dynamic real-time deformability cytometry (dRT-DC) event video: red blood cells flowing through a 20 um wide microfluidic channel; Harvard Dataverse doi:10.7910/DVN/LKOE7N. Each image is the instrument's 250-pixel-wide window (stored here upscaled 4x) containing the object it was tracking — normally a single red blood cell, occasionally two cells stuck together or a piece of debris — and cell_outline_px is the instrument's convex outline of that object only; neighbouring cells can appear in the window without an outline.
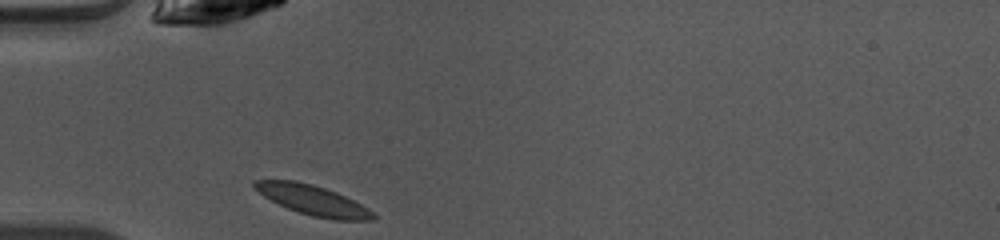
{"species": "common noctule bat (a hibernating species)", "species_latin": "Nyctalus noctula", "temperature_condition": "warm", "stored_images_in_passage": 29, "camera_frame_rate_fps": 3000, "um_per_image_px": 0.085, "animal": {"sex": "female", "body_mass_g": 10.0, "forearm_length_mm": 53.1}, "frame": {"image": 1, "passage_image": 1, "time_ms": 0.0, "image_size_px": [1000, 240], "cell_outline_px": [[376, 216], [372, 220], [332, 220], [312, 216], [288, 208], [264, 196], [252, 188], [252, 180], [296, 180], [312, 184], [336, 192], [368, 208]], "centroid_in_image_um": [26.56, 17.01], "position_along_channel_um": 58.4, "area_um2": 20.46}}
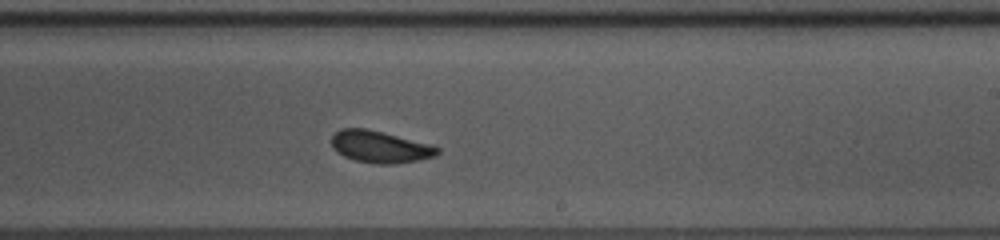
{"frame": {"image": 2, "passage_image": 16, "time_ms": 5.0, "image_size_px": [1000, 240], "cell_outline_px": [[440, 152], [436, 156], [420, 160], [396, 164], [376, 164], [356, 160], [344, 156], [336, 152], [332, 148], [332, 136], [340, 128], [364, 128], [432, 144], [440, 148]], "centroid_in_image_um": [32.33, 12.49], "position_along_channel_um": 256.7, "area_um2": 19.77}}
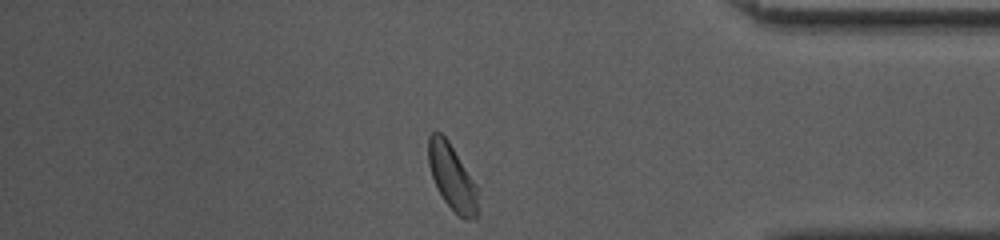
{"frame": {"image": 3, "passage_image": 28, "time_ms": 9.0, "image_size_px": [1000, 240], "cell_outline_px": [[480, 212], [476, 216], [464, 220], [444, 200], [432, 176], [428, 164], [428, 136], [432, 132], [440, 132], [448, 140], [472, 180], [476, 188]], "centroid_in_image_um": [38.41, 15.06], "position_along_channel_um": 396.8, "area_um2": 18.44}, "authors_computed_cell_mechanics": {"area_um2": 19.4208, "velocity_mm_per_s": 4.0681, "shape_relaxation_time_tau1_ms": 2.5613, "shape_relaxation_time_tau2_ms": null, "deformation_change_tau1": 0.0922, "deformation_change_tau2": null}}